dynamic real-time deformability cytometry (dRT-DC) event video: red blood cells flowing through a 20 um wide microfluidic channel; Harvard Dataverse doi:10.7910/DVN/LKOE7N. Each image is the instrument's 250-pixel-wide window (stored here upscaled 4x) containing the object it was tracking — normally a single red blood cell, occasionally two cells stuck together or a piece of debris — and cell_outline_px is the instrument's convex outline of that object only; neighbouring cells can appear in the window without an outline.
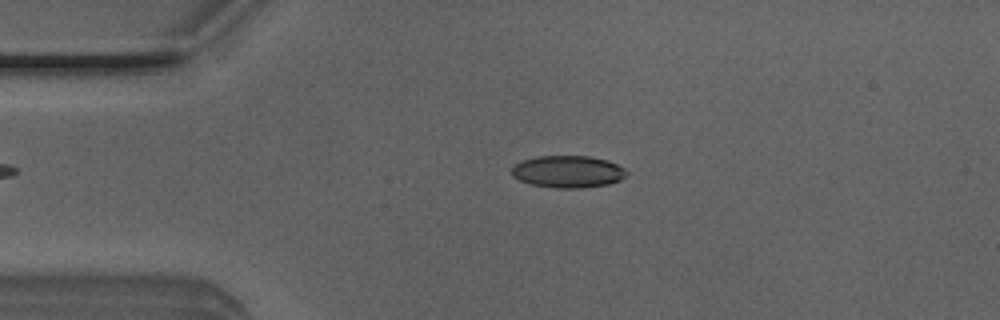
{"species": "Egyptian fruit bat (a non-hibernating species)", "species_latin": "Rousettus aegyptiacus", "temperature_condition": "room temperature", "stored_images_in_passage": 49, "camera_frame_rate_fps": 3000, "um_per_image_px": 0.085, "animal": {"sex": "male"}, "frame": {"image": 1, "passage_image": 10, "time_ms": 3.0, "image_size_px": [1000, 320], "cell_outline_px": [[628, 172], [620, 180], [608, 184], [580, 188], [556, 188], [532, 184], [520, 180], [512, 176], [512, 168], [516, 164], [524, 160], [536, 156], [588, 156], [608, 160], [624, 168]], "centroid_in_image_um": [48.28, 14.59], "position_along_channel_um": 36.7, "area_um2": 21.33}}
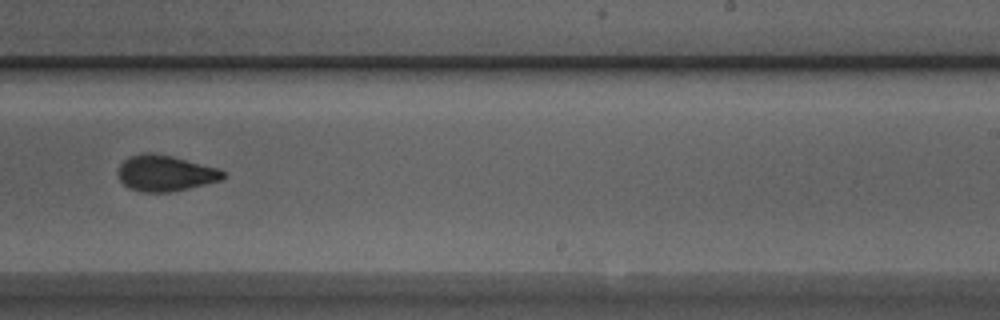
{"frame": {"image": 2, "passage_image": 30, "time_ms": 9.667, "image_size_px": [1000, 320], "cell_outline_px": [[224, 176], [220, 180], [172, 192], [140, 192], [128, 188], [120, 180], [116, 172], [120, 164], [128, 156], [144, 152], [152, 152], [172, 156], [220, 168], [224, 172]], "centroid_in_image_um": [14.0, 14.71], "position_along_channel_um": 275.0, "area_um2": 22.2}}
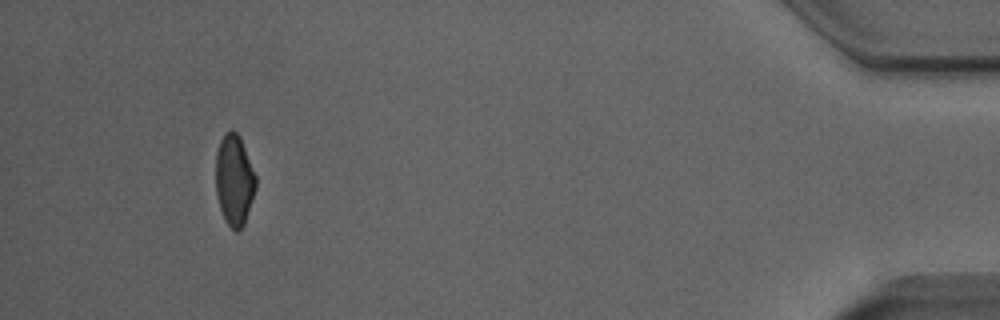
{"frame": {"image": 3, "passage_image": 46, "time_ms": 15.0, "image_size_px": [1000, 320], "cell_outline_px": [[256, 188], [244, 224], [240, 232], [236, 232], [224, 220], [220, 208], [216, 192], [216, 152], [220, 140], [224, 132], [232, 128], [240, 136], [256, 176]], "centroid_in_image_um": [19.91, 15.29], "position_along_channel_um": 415.3, "area_um2": 21.39}, "authors_computed_cell_mechanics": {"area_um2": 21.5016, "velocity_mm_per_s": 4.0351, "shape_relaxation_time_tau1_ms": 4.4718, "shape_relaxation_time_tau2_ms": 1.9447, "deformation_change_tau1": 0.1372, "deformation_change_tau2": 0.0821}}